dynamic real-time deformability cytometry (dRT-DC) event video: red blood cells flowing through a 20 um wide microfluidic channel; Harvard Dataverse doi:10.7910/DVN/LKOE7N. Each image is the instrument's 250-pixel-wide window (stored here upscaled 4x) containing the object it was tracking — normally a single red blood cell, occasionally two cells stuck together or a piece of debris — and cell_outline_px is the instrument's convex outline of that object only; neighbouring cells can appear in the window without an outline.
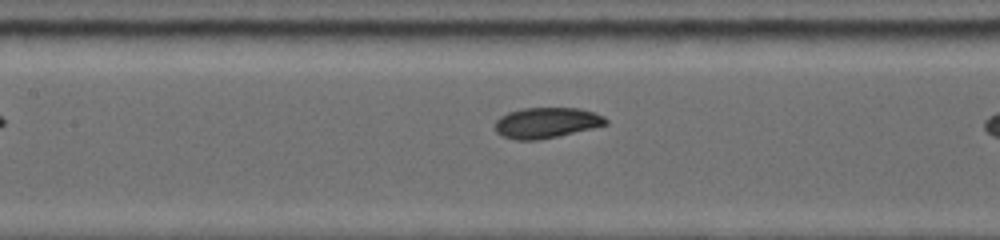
{"species": "common noctule bat (a hibernating species)", "species_latin": "Nyctalus noctula", "temperature_condition": "warm", "stored_images_in_passage": 14, "camera_frame_rate_fps": 4500, "um_per_image_px": 0.085, "animal": {"sex": "female", "body_mass_g": 19.0, "forearm_length_mm": 53.3}, "frame": {"image": 1, "passage_image": 7, "time_ms": 2.222, "image_size_px": [1000, 240], "cell_outline_px": [[608, 124], [592, 128], [540, 140], [516, 140], [500, 136], [496, 132], [496, 120], [500, 116], [508, 112], [520, 108], [580, 108], [604, 116], [608, 120]], "centroid_in_image_um": [46.42, 10.43], "position_along_channel_um": 161.0, "area_um2": 19.83}}